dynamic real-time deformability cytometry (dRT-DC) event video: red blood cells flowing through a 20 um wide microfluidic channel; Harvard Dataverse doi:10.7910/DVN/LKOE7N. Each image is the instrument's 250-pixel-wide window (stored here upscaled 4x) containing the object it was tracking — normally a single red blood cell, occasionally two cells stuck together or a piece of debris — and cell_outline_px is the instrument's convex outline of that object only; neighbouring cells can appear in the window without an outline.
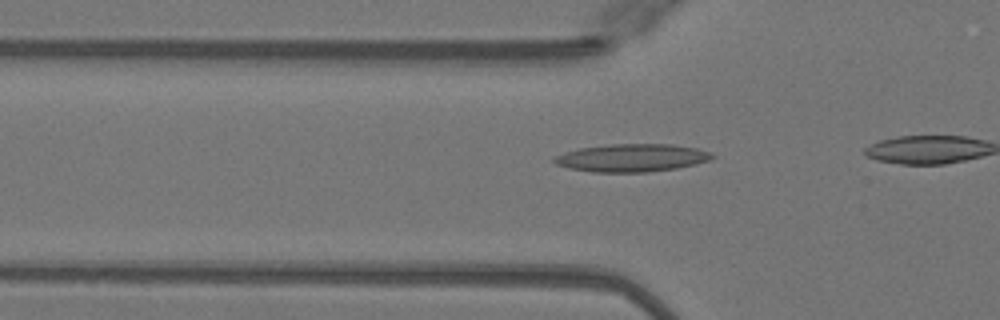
{"species": "Egyptian fruit bat (a non-hibernating species)", "species_latin": "Rousettus aegyptiacus", "temperature_condition": "warm", "stored_images_in_passage": 7, "camera_frame_rate_fps": 3000, "um_per_image_px": 0.085, "animal": {"sex": "female"}, "frame": {"image": 1, "passage_image": 4, "time_ms": 1.0, "image_size_px": [1000, 320], "cell_outline_px": [[716, 156], [708, 160], [696, 164], [676, 168], [648, 172], [592, 172], [568, 168], [556, 164], [552, 160], [556, 156], [564, 152], [580, 148], [608, 144], [672, 144], [696, 148], [712, 152]], "centroid_in_image_um": [53.71, 13.41], "position_along_channel_um": 72.1, "area_um2": 25.66}}